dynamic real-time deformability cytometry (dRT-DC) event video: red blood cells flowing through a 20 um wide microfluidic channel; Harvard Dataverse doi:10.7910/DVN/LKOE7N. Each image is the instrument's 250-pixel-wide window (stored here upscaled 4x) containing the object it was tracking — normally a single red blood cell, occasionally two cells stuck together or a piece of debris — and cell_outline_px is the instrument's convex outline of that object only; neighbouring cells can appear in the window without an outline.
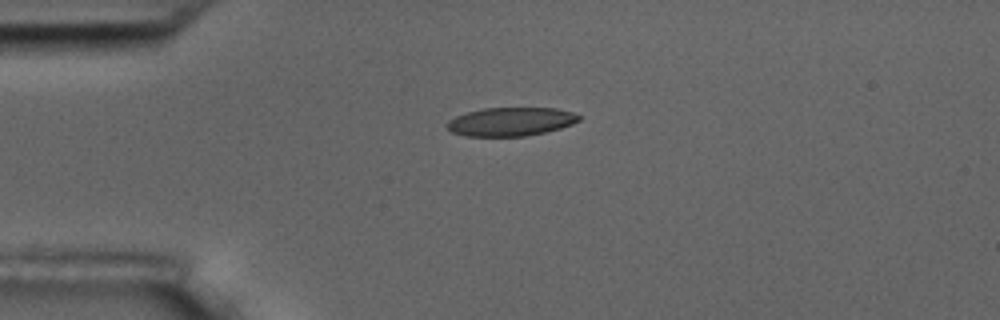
{"species": "common noctule bat (a hibernating species)", "species_latin": "Nyctalus noctula", "temperature_condition": "room temperature", "stored_images_in_passage": 5, "camera_frame_rate_fps": 3000, "um_per_image_px": 0.085, "animal": {"sex": "male", "body_mass_g": 17.5, "forearm_length_mm": 52.3}, "frame": {"image": 1, "passage_image": 1, "time_ms": 0.0, "image_size_px": [1000, 320], "cell_outline_px": [[580, 120], [572, 124], [560, 128], [544, 132], [524, 136], [464, 136], [452, 132], [448, 128], [448, 120], [456, 116], [468, 112], [484, 108], [556, 108], [572, 112], [580, 116]], "centroid_in_image_um": [43.42, 10.34], "position_along_channel_um": 41.6, "area_um2": 21.79}}
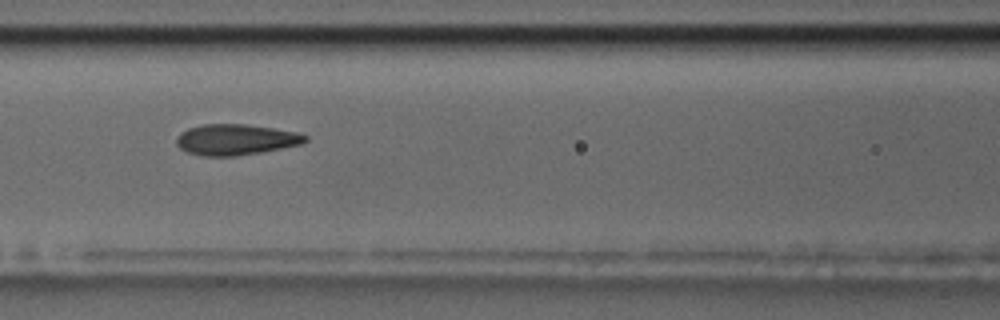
{"frame": {"image": 2, "passage_image": 4, "time_ms": 3.667, "image_size_px": [1000, 320], "cell_outline_px": [[308, 140], [300, 144], [260, 152], [236, 156], [200, 156], [188, 152], [180, 148], [176, 144], [176, 136], [180, 132], [188, 128], [204, 124], [244, 124], [272, 128], [296, 132], [308, 136]], "centroid_in_image_um": [19.99, 11.86], "position_along_channel_um": 146.6, "area_um2": 23.06}}
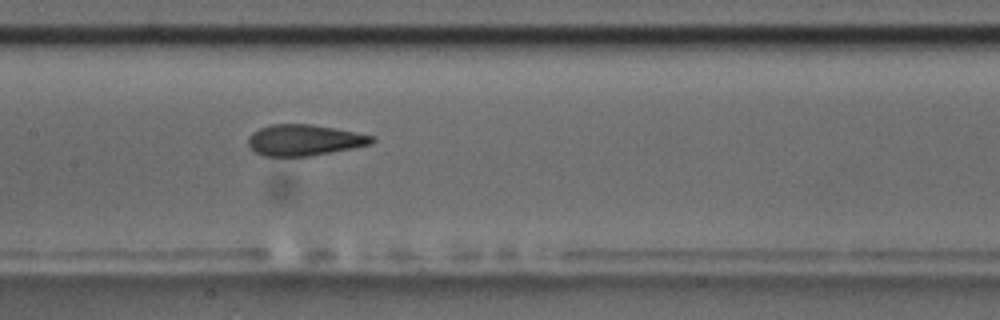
{"frame": {"image": 3, "passage_image": 5, "time_ms": 4.667, "image_size_px": [1000, 320], "cell_outline_px": [[376, 140], [372, 144], [352, 148], [308, 156], [264, 156], [256, 152], [248, 144], [248, 136], [252, 132], [260, 128], [272, 124], [312, 124], [376, 136]], "centroid_in_image_um": [25.88, 11.9], "position_along_channel_um": 181.5, "area_um2": 22.31}}